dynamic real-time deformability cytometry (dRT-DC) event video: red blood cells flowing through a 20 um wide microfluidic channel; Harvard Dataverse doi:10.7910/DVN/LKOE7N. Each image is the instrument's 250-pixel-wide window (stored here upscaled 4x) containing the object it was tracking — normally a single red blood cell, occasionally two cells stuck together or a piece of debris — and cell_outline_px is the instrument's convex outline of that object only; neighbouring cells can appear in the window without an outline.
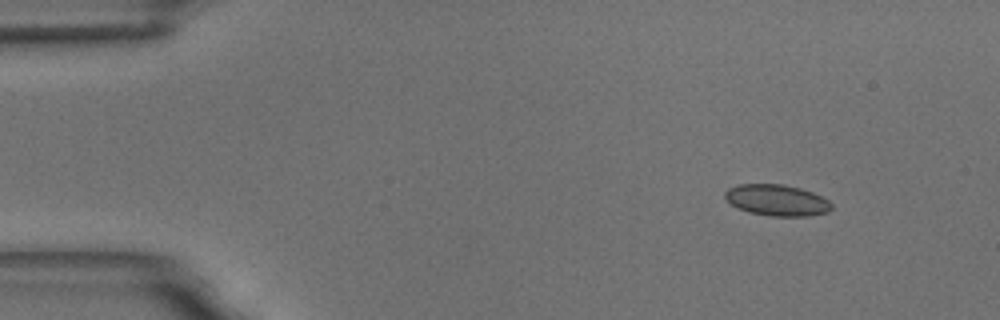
{"species": "common noctule bat (a hibernating species)", "species_latin": "Nyctalus noctula", "temperature_condition": "room temperature", "stored_images_in_passage": 10, "camera_frame_rate_fps": 3000, "um_per_image_px": 0.085, "animal": {"sex": "male", "body_mass_g": 18.8}, "frame": {"image": 1, "passage_image": 1, "time_ms": 0.0, "image_size_px": [1000, 320], "cell_outline_px": [[832, 208], [828, 212], [808, 216], [768, 216], [748, 212], [732, 204], [724, 196], [724, 192], [728, 188], [740, 184], [784, 184], [800, 188], [812, 192], [828, 200], [832, 204]], "centroid_in_image_um": [66.04, 17.01], "position_along_channel_um": 19.0, "area_um2": 19.36}}
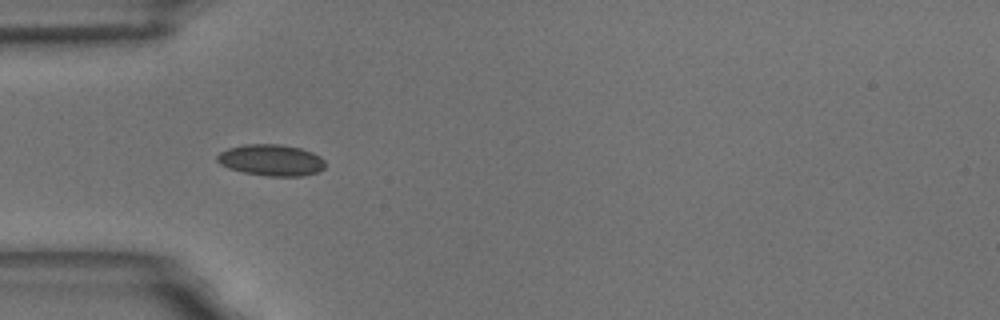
{"frame": {"image": 2, "passage_image": 4, "time_ms": 3.667, "image_size_px": [1000, 320], "cell_outline_px": [[324, 168], [316, 172], [304, 176], [268, 176], [244, 172], [228, 168], [220, 164], [216, 160], [216, 156], [220, 152], [228, 148], [244, 144], [280, 144], [300, 148], [312, 152], [320, 156], [324, 160]], "centroid_in_image_um": [23.03, 13.6], "position_along_channel_um": 62.0, "area_um2": 19.77}}
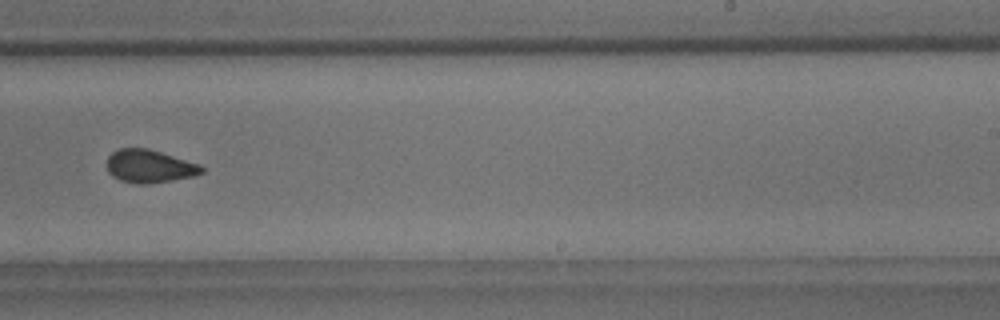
{"frame": {"image": 3, "passage_image": 9, "time_ms": 9.667, "image_size_px": [1000, 320], "cell_outline_px": [[204, 172], [192, 176], [172, 180], [148, 184], [136, 184], [120, 180], [112, 176], [108, 172], [108, 156], [112, 152], [120, 148], [148, 148], [200, 164], [204, 168]], "centroid_in_image_um": [12.7, 14.13], "position_along_channel_um": 276.3, "area_um2": 18.21}}